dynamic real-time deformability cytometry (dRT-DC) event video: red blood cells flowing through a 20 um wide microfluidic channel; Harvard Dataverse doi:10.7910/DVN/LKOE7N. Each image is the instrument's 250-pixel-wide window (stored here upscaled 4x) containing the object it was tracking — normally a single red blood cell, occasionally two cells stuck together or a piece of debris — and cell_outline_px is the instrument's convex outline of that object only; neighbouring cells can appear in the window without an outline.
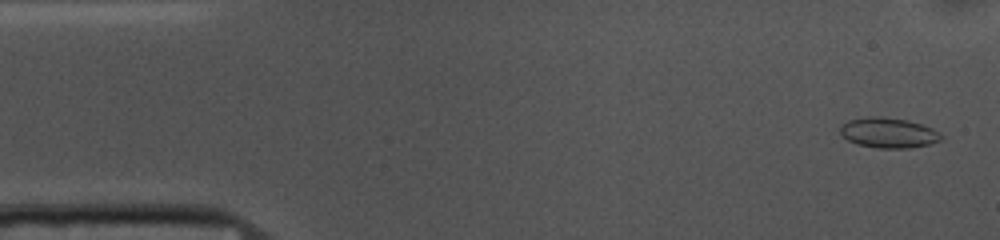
{"species": "common noctule bat (a hibernating species)", "species_latin": "Nyctalus noctula", "temperature_condition": "cold", "stored_images_in_passage": 53, "camera_frame_rate_fps": 3000, "um_per_image_px": 0.085, "animal": {"sex": "female", "body_mass_g": 10.0, "forearm_length_mm": 53.1}, "frame": {"image": 1, "passage_image": 2, "time_ms": 0.333, "image_size_px": [1000, 240], "cell_outline_px": [[944, 136], [940, 140], [932, 144], [908, 148], [876, 148], [856, 144], [840, 136], [840, 124], [848, 120], [868, 116], [880, 116], [908, 120], [932, 128], [940, 132]], "centroid_in_image_um": [75.5, 11.29], "position_along_channel_um": 9.5, "area_um2": 18.09}}
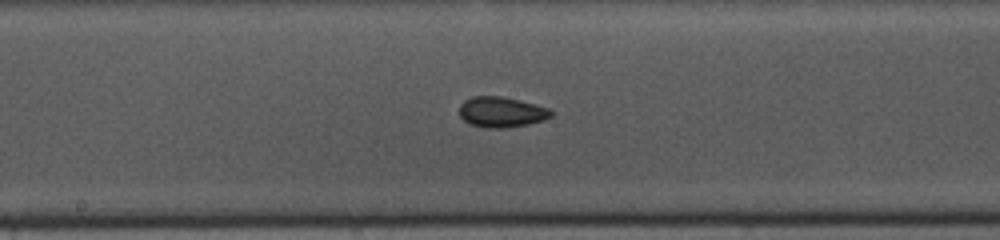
{"frame": {"image": 2, "passage_image": 26, "time_ms": 8.333, "image_size_px": [1000, 240], "cell_outline_px": [[552, 116], [544, 120], [528, 124], [504, 128], [488, 128], [472, 124], [464, 120], [460, 116], [460, 104], [464, 100], [472, 96], [500, 96], [520, 100], [536, 104], [548, 108], [552, 112]], "centroid_in_image_um": [42.63, 9.51], "position_along_channel_um": 205.6, "area_um2": 16.24}}
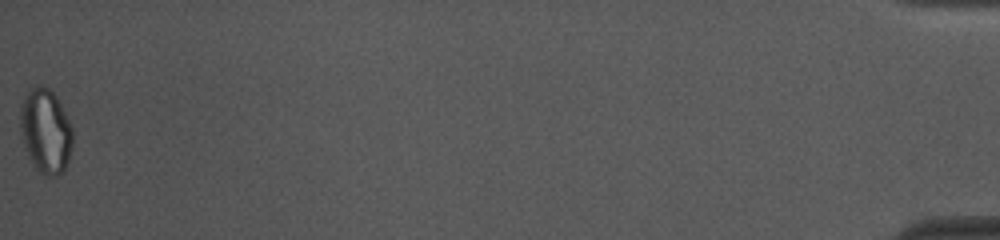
{"frame": {"image": 3, "passage_image": 53, "time_ms": 17.333, "image_size_px": [1000, 240], "cell_outline_px": [[72, 148], [64, 172], [56, 176], [48, 176], [40, 172], [32, 164], [28, 156], [24, 144], [20, 128], [20, 104], [24, 96], [32, 88], [40, 84], [48, 88], [56, 96], [72, 128]], "centroid_in_image_um": [3.87, 11.15], "position_along_channel_um": 431.3, "area_um2": 25.72}, "authors_computed_cell_mechanics": {"area_um2": 16.473, "velocity_mm_per_s": 3.6942, "shape_relaxation_time_tau1_ms": 7.9272, "shape_relaxation_time_tau2_ms": 2.4221, "deformation_change_tau1": 0.088, "deformation_change_tau2": 0.0599}}